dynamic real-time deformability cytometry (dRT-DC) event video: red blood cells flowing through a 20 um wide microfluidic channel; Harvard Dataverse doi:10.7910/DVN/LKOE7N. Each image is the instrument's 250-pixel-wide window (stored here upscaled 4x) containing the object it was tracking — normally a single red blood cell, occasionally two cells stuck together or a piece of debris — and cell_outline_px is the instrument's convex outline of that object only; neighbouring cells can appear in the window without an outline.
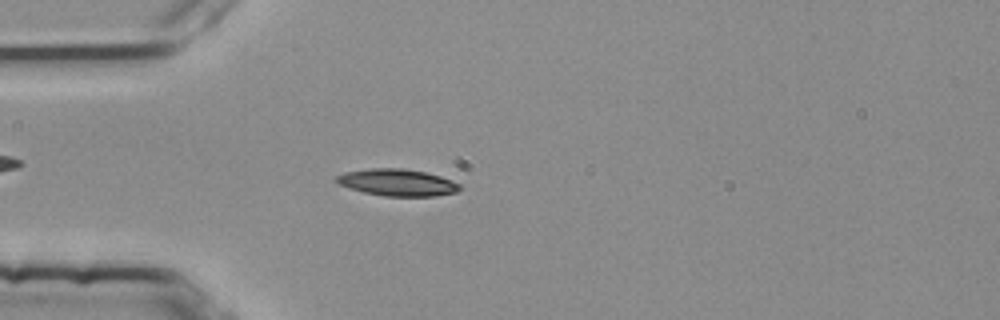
{"species": "common noctule bat (a hibernating species)", "species_latin": "Nyctalus noctula", "temperature_condition": "room temperature", "stored_images_in_passage": 5, "camera_frame_rate_fps": 3000, "um_per_image_px": 0.085, "animal": {"sex": "female", "body_mass_g": 25.1}, "frame": {"image": 1, "passage_image": 5, "time_ms": 1.333, "image_size_px": [1000, 320], "cell_outline_px": [[460, 188], [456, 192], [436, 196], [384, 196], [364, 192], [348, 188], [336, 184], [332, 180], [336, 176], [344, 172], [372, 168], [400, 168], [424, 172], [440, 176], [452, 180], [460, 184]], "centroid_in_image_um": [33.71, 15.51], "position_along_channel_um": 51.3, "area_um2": 19.42}}